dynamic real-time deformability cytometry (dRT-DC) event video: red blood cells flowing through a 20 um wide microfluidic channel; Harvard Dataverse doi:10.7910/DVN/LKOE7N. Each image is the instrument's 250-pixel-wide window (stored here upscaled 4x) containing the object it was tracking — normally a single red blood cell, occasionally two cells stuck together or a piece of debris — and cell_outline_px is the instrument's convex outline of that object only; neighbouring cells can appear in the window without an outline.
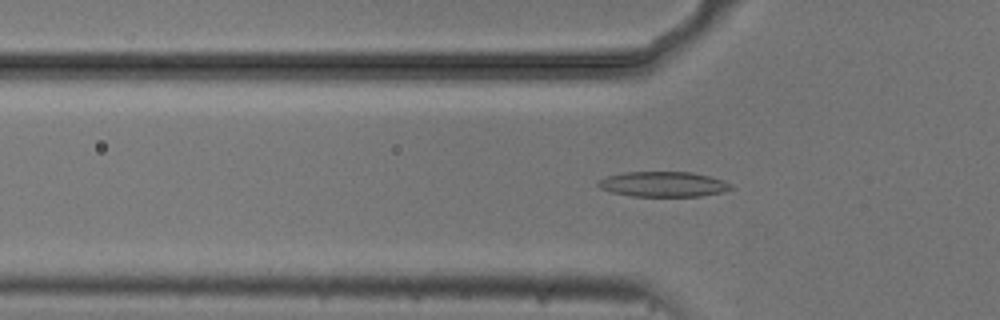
{"species": "common noctule bat (a hibernating species)", "species_latin": "Nyctalus noctula", "temperature_condition": "cold", "stored_images_in_passage": 47, "camera_frame_rate_fps": 3000, "um_per_image_px": 0.085, "animal": {"sex": "male", "body_mass_g": 20.5, "forearm_length_mm": 52.5}, "frame": {"image": 1, "passage_image": 10, "time_ms": 3.0, "image_size_px": [1000, 320], "cell_outline_px": [[732, 188], [724, 192], [700, 196], [632, 196], [612, 192], [600, 188], [596, 184], [600, 180], [608, 176], [624, 172], [692, 172], [724, 180], [732, 184]], "centroid_in_image_um": [56.4, 15.66], "position_along_channel_um": 69.4, "area_um2": 19.42}}
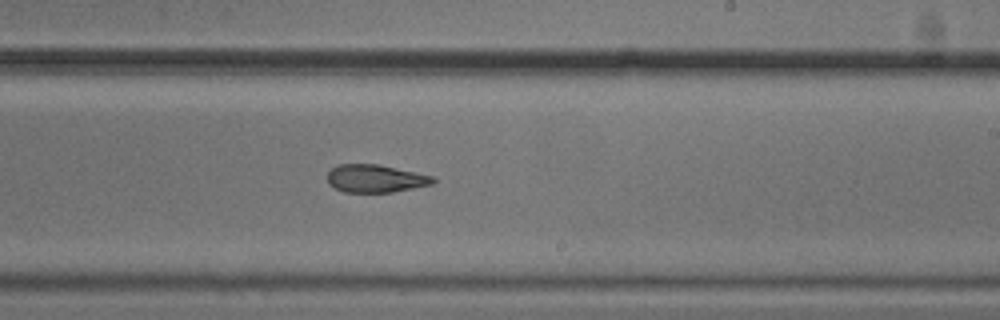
{"frame": {"image": 2, "passage_image": 25, "time_ms": 8.0, "image_size_px": [1000, 320], "cell_outline_px": [[436, 180], [432, 184], [392, 192], [344, 192], [328, 184], [328, 172], [332, 168], [340, 164], [380, 164], [432, 176]], "centroid_in_image_um": [31.89, 15.17], "position_along_channel_um": 257.1, "area_um2": 16.99}}
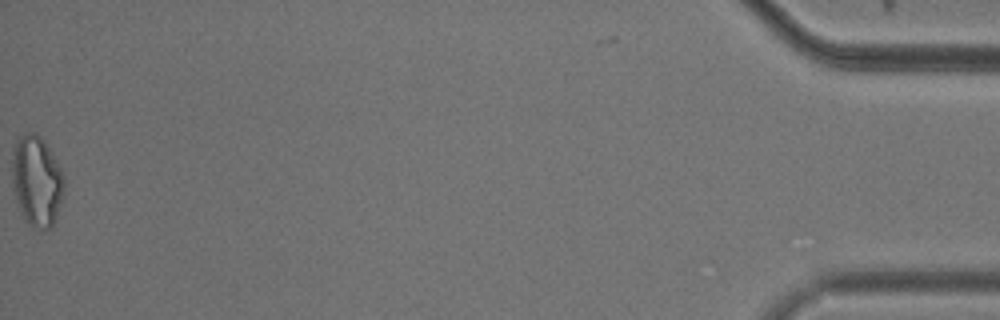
{"frame": {"image": 3, "passage_image": 47, "time_ms": 15.333, "image_size_px": [1000, 320], "cell_outline_px": [[64, 192], [56, 216], [52, 224], [48, 228], [32, 228], [24, 220], [16, 200], [12, 184], [12, 152], [16, 140], [24, 132], [36, 132], [44, 140], [56, 160], [64, 176]], "centroid_in_image_um": [3.1, 15.35], "position_along_channel_um": 432.1, "area_um2": 27.57}, "authors_computed_cell_mechanics": {"area_um2": 18.785, "velocity_mm_per_s": 3.7375, "shape_relaxation_time_tau1_ms": 4.9195, "shape_relaxation_time_tau2_ms": 3.6329, "deformation_change_tau1": 0.1498, "deformation_change_tau2": 0.0962}}